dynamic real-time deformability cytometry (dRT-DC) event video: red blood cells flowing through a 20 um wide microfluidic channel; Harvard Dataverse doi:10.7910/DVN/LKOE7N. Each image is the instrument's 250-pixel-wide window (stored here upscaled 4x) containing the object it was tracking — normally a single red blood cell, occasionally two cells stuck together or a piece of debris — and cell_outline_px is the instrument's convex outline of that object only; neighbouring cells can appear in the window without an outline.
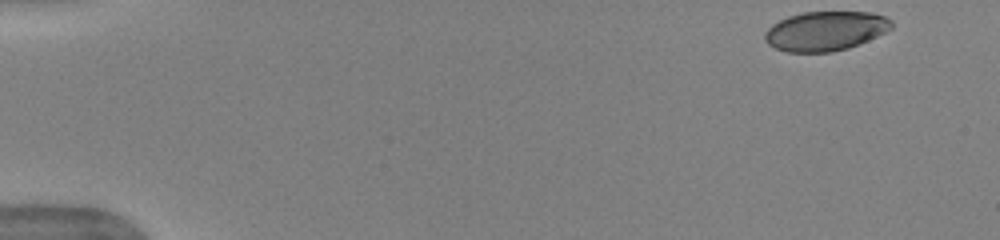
{"species": "human", "species_latin": "Homo sapiens", "temperature_condition": "warm", "stored_images_in_passage": 49, "camera_frame_rate_fps": 3000, "um_per_image_px": 0.085, "donor": {"sex": "female"}, "frame": {"image": 1, "passage_image": 1, "time_ms": 0.0, "image_size_px": [1000, 240], "cell_outline_px": [[892, 28], [868, 40], [848, 48], [832, 52], [788, 52], [776, 48], [768, 44], [764, 40], [764, 32], [772, 24], [788, 16], [804, 12], [872, 12], [884, 16], [892, 20]], "centroid_in_image_um": [70.14, 2.63], "position_along_channel_um": 14.9, "area_um2": 29.07}}
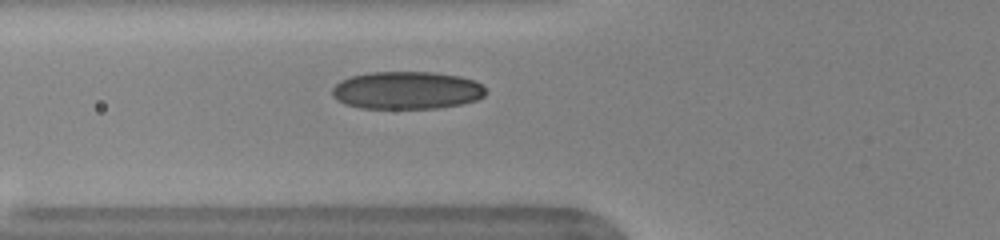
{"frame": {"image": 2, "passage_image": 17, "time_ms": 5.333, "image_size_px": [1000, 240], "cell_outline_px": [[484, 96], [476, 100], [460, 104], [436, 108], [360, 108], [344, 104], [336, 100], [332, 96], [332, 88], [340, 80], [352, 76], [368, 72], [436, 72], [460, 76], [476, 80], [484, 88]], "centroid_in_image_um": [34.55, 7.67], "position_along_channel_um": 91.3, "area_um2": 33.87}}
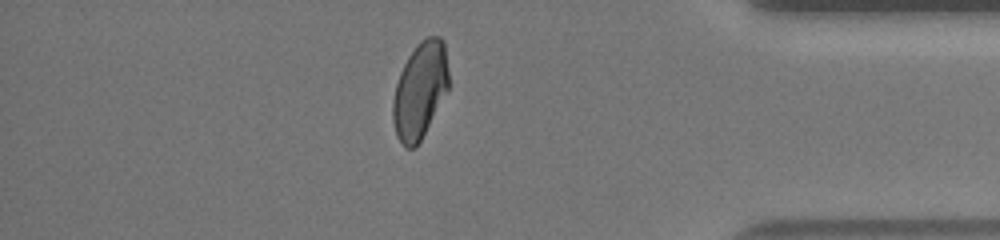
{"frame": {"image": 3, "passage_image": 42, "time_ms": 13.667, "image_size_px": [1000, 240], "cell_outline_px": [[448, 92], [420, 140], [412, 148], [404, 148], [396, 136], [392, 120], [392, 100], [396, 84], [400, 72], [408, 56], [416, 44], [420, 40], [428, 36], [440, 36], [444, 40], [448, 72]], "centroid_in_image_um": [35.69, 7.66], "position_along_channel_um": 399.5, "area_um2": 31.5}, "authors_computed_cell_mechanics": {"area_um2": 32.079, "velocity_mm_per_s": 3.9859, "shape_relaxation_time_tau1_ms": 7.4743, "shape_relaxation_time_tau2_ms": 1.3237, "deformation_change_tau1": 0.2053, "deformation_change_tau2": 0.0564}}